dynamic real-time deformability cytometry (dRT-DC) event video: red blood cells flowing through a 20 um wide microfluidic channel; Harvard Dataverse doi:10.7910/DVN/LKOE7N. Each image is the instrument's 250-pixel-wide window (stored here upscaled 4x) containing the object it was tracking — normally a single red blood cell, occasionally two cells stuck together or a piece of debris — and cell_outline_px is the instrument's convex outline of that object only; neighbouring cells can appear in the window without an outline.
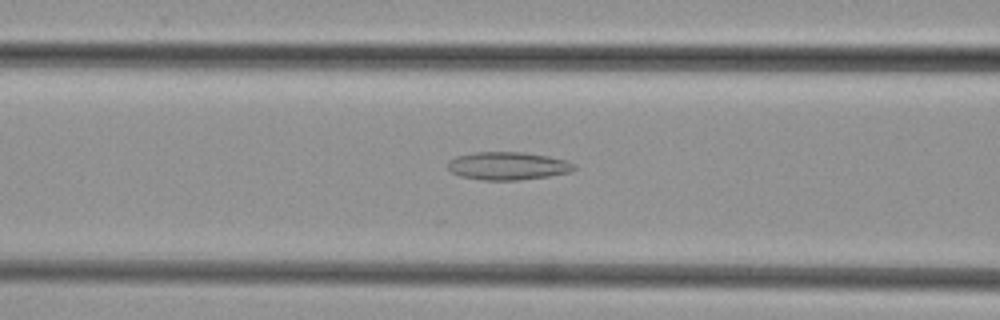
{"species": "common noctule bat (a hibernating species)", "species_latin": "Nyctalus noctula", "temperature_condition": "cold", "stored_images_in_passage": 48, "camera_frame_rate_fps": 3000, "um_per_image_px": 0.085, "animal": {"sex": "female", "body_mass_g": 29.2, "forearm_length_mm": 56.3}, "frame": {"image": 1, "passage_image": 20, "time_ms": 6.333, "image_size_px": [1000, 320], "cell_outline_px": [[576, 168], [572, 172], [548, 176], [520, 180], [484, 180], [460, 176], [452, 172], [448, 168], [448, 160], [456, 156], [476, 152], [524, 152], [548, 156], [564, 160], [576, 164]], "centroid_in_image_um": [43.18, 14.1], "position_along_channel_um": 123.4, "area_um2": 20.63}}
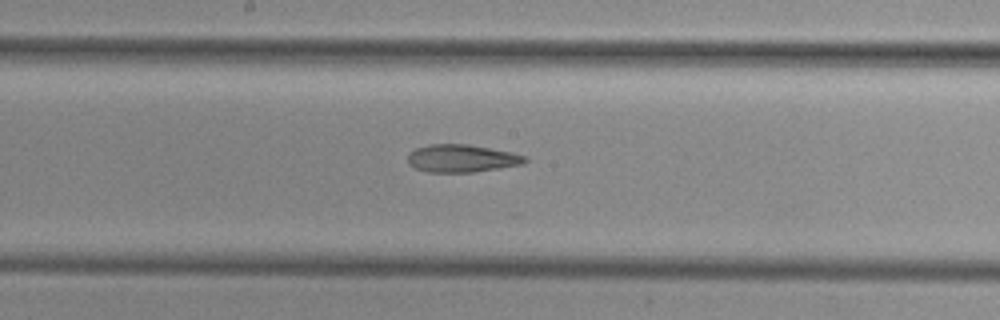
{"frame": {"image": 2, "passage_image": 26, "time_ms": 8.333, "image_size_px": [1000, 320], "cell_outline_px": [[528, 160], [524, 164], [500, 168], [472, 172], [428, 172], [416, 168], [408, 164], [408, 156], [416, 148], [428, 144], [468, 144], [512, 152], [528, 156]], "centroid_in_image_um": [39.29, 13.46], "position_along_channel_um": 208.9, "area_um2": 18.96}}
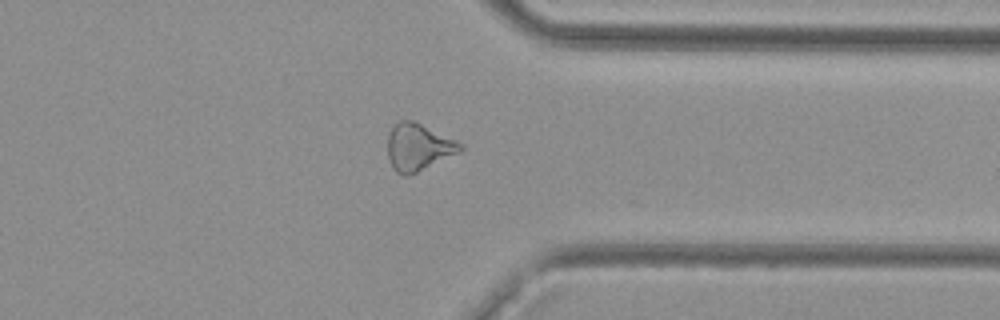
{"frame": {"image": 3, "passage_image": 38, "time_ms": 12.333, "image_size_px": [1000, 320], "cell_outline_px": [[464, 148], [460, 152], [408, 176], [404, 176], [396, 172], [392, 168], [388, 156], [388, 132], [392, 124], [400, 120], [412, 120], [456, 140], [464, 144]], "centroid_in_image_um": [35.53, 12.5], "position_along_channel_um": 375.9, "area_um2": 20.0}}